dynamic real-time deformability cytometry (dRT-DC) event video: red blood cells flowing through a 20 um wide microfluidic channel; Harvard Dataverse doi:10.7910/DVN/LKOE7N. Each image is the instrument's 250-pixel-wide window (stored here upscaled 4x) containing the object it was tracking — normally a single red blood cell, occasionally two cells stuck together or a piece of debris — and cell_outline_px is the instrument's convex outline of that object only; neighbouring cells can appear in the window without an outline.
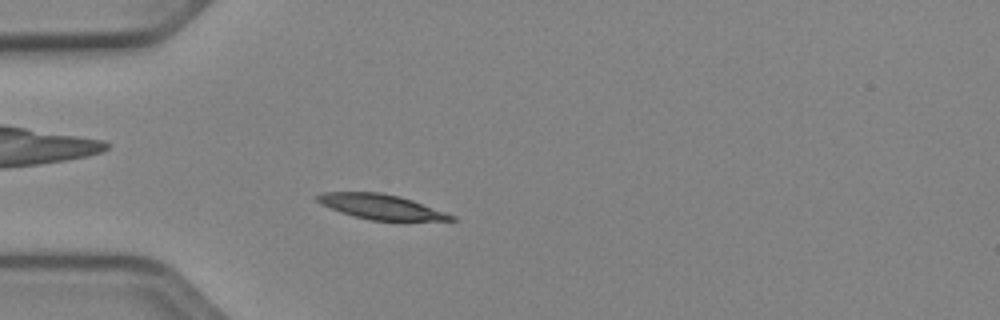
{"species": "Egyptian fruit bat (a non-hibernating species)", "species_latin": "Rousettus aegyptiacus", "temperature_condition": "cold", "stored_images_in_passage": 47, "camera_frame_rate_fps": 3000, "um_per_image_px": 0.085, "animal": {"sex": "female"}, "frame": {"image": 1, "passage_image": 10, "time_ms": 3.0, "image_size_px": [1000, 320], "cell_outline_px": [[456, 220], [368, 220], [352, 216], [340, 212], [320, 204], [312, 196], [324, 192], [380, 192], [400, 196], [412, 200], [456, 216]], "centroid_in_image_um": [32.31, 17.56], "position_along_channel_um": 52.7, "area_um2": 19.42}}
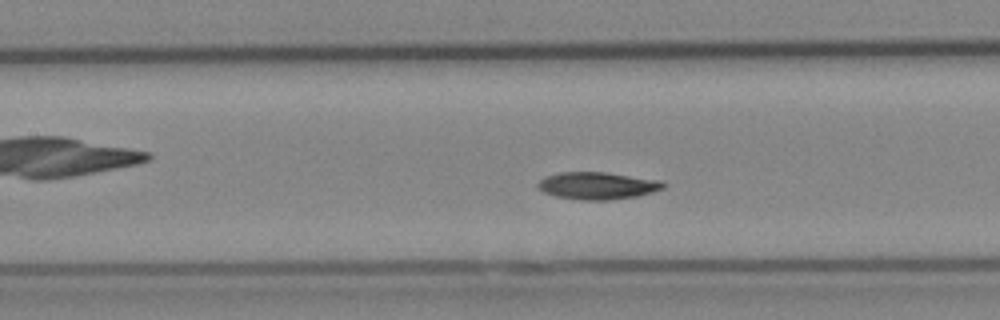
{"frame": {"image": 2, "passage_image": 19, "time_ms": 6.0, "image_size_px": [1000, 320], "cell_outline_px": [[668, 184], [664, 188], [652, 192], [636, 196], [608, 200], [580, 200], [556, 196], [544, 192], [536, 184], [544, 176], [560, 172], [604, 172], [660, 180]], "centroid_in_image_um": [50.79, 15.78], "position_along_channel_um": 156.6, "area_um2": 19.88}}
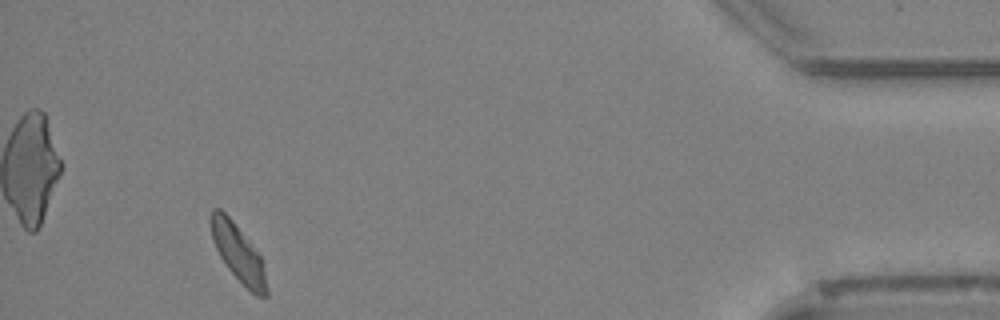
{"frame": {"image": 3, "passage_image": 44, "time_ms": 14.333, "image_size_px": [1000, 320], "cell_outline_px": [[268, 296], [256, 296], [228, 268], [220, 256], [212, 240], [208, 220], [208, 216], [212, 208], [220, 208], [232, 220], [260, 256], [268, 288]], "centroid_in_image_um": [20.19, 21.45], "position_along_channel_um": 415.0, "area_um2": 18.26}, "authors_computed_cell_mechanics": {"area_um2": 19.3052, "velocity_mm_per_s": 3.8594, "shape_relaxation_time_tau1_ms": 3.1218, "shape_relaxation_time_tau2_ms": null, "deformation_change_tau1": 0.1104, "deformation_change_tau2": null}}